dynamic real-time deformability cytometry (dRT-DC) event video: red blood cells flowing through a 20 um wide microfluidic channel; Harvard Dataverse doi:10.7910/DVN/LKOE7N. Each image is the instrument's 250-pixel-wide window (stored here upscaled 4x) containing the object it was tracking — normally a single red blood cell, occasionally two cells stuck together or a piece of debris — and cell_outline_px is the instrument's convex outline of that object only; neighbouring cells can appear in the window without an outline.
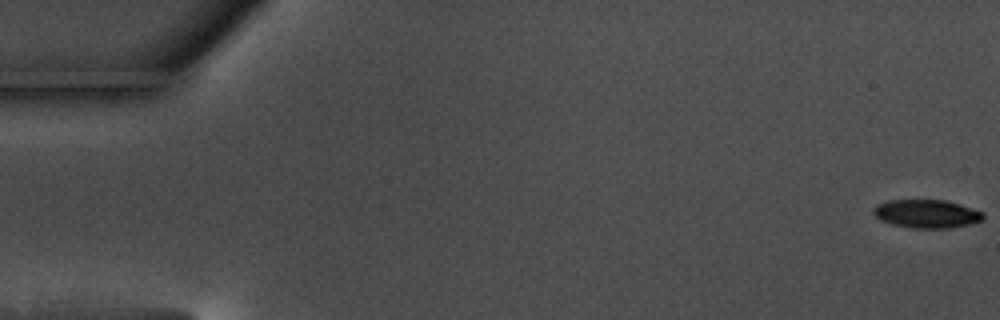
{"species": "common noctule bat (a hibernating species)", "species_latin": "Nyctalus noctula", "temperature_condition": "warm", "stored_images_in_passage": 59, "camera_frame_rate_fps": 3000, "um_per_image_px": 0.085, "animal": {"sex": "male", "body_mass_g": 17.5, "forearm_length_mm": 52.3}, "frame": {"image": 1, "passage_image": 1, "time_ms": 0.0, "image_size_px": [1000, 320], "cell_outline_px": [[984, 216], [980, 220], [968, 224], [948, 228], [912, 228], [892, 224], [880, 220], [872, 212], [872, 208], [876, 204], [888, 200], [944, 200], [960, 204], [984, 212]], "centroid_in_image_um": [78.72, 18.16], "position_along_channel_um": 6.3, "area_um2": 18.09}}
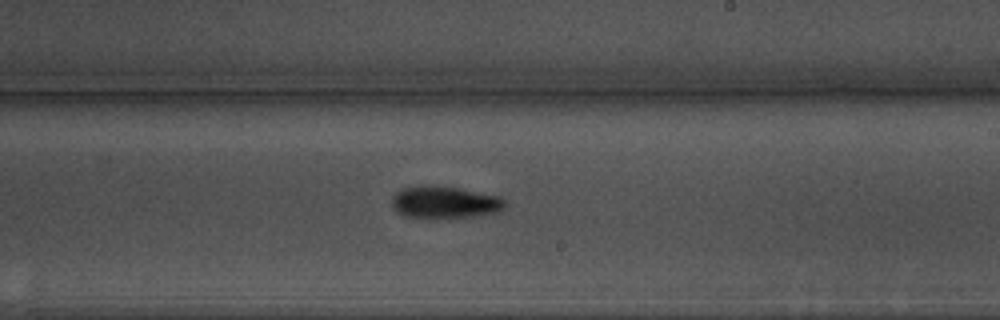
{"frame": {"image": 2, "passage_image": 35, "time_ms": 11.333, "image_size_px": [1000, 320], "cell_outline_px": [[504, 208], [496, 212], [472, 216], [436, 220], [428, 220], [404, 216], [396, 212], [392, 208], [392, 196], [396, 192], [404, 188], [456, 188], [500, 196], [504, 200]], "centroid_in_image_um": [37.76, 17.27], "position_along_channel_um": 251.2, "area_um2": 20.92}}
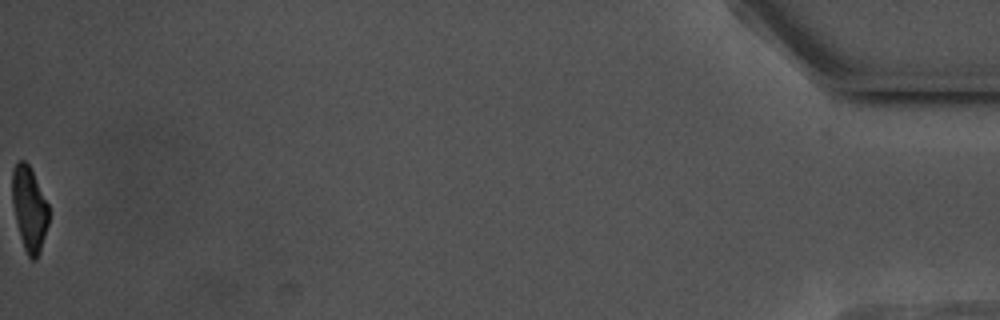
{"frame": {"image": 3, "passage_image": 59, "time_ms": 19.333, "image_size_px": [1000, 320], "cell_outline_px": [[48, 224], [40, 252], [36, 260], [32, 260], [28, 256], [24, 248], [20, 236], [12, 204], [12, 168], [16, 160], [24, 160], [28, 164], [48, 204]], "centroid_in_image_um": [2.47, 17.74], "position_along_channel_um": 432.7, "area_um2": 17.86}, "authors_computed_cell_mechanics": {"area_um2": 20.0566, "velocity_mm_per_s": 3.5569, "shape_relaxation_time_tau1_ms": 3.7316, "shape_relaxation_time_tau2_ms": 9.6106, "deformation_change_tau1": 0.145, "deformation_change_tau2": 0.1738}}